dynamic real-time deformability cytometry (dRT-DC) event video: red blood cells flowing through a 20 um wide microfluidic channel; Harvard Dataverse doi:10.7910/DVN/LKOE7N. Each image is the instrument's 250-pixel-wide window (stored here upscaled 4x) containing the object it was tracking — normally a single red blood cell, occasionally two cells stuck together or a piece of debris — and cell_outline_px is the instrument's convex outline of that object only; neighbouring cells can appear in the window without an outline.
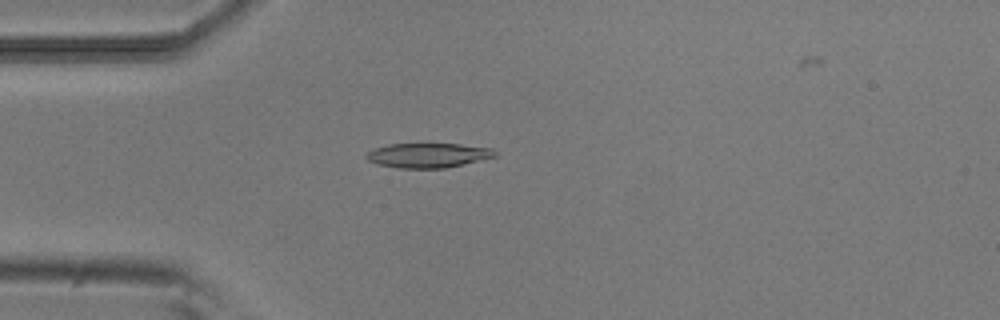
{"species": "common noctule bat (a hibernating species)", "species_latin": "Nyctalus noctula", "temperature_condition": "room temperature", "stored_images_in_passage": 51, "camera_frame_rate_fps": 3000, "um_per_image_px": 0.085, "animal": {"sex": "male", "body_mass_g": 20.5, "forearm_length_mm": 52.5}, "frame": {"image": 1, "passage_image": 13, "time_ms": 4.0, "image_size_px": [1000, 320], "cell_outline_px": [[496, 156], [464, 164], [444, 168], [400, 168], [376, 164], [368, 160], [364, 156], [368, 152], [376, 148], [388, 144], [460, 144], [492, 148], [496, 152]], "centroid_in_image_um": [36.37, 13.2], "position_along_channel_um": 48.6, "area_um2": 18.32}}
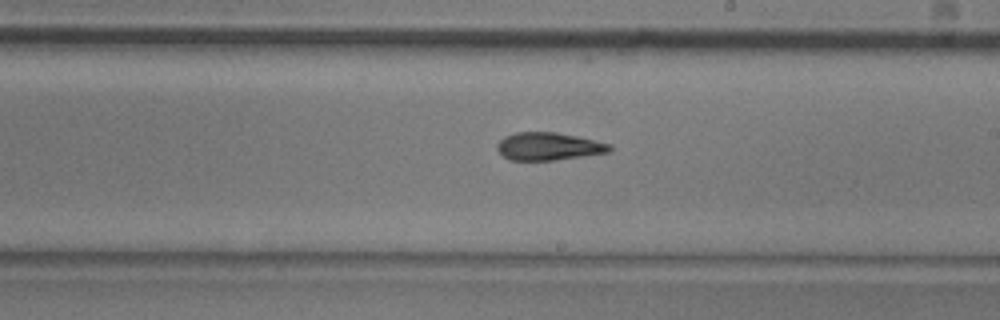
{"frame": {"image": 2, "passage_image": 29, "time_ms": 9.333, "image_size_px": [1000, 320], "cell_outline_px": [[612, 148], [608, 152], [552, 160], [512, 160], [504, 156], [496, 148], [496, 144], [504, 136], [516, 132], [556, 132], [576, 136], [612, 144]], "centroid_in_image_um": [46.6, 12.43], "position_along_channel_um": 242.4, "area_um2": 17.98}}
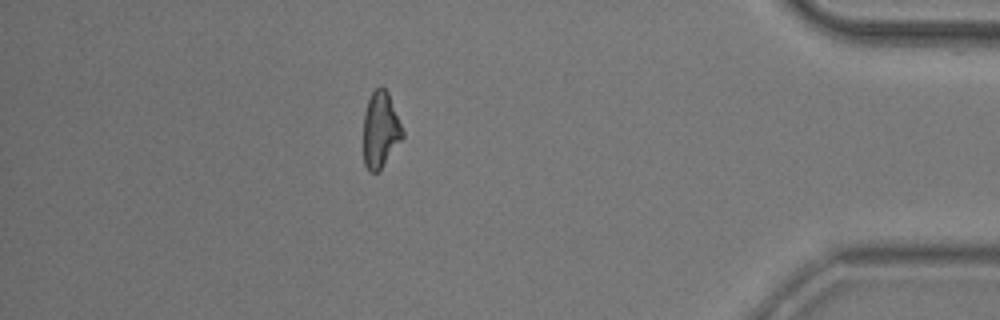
{"frame": {"image": 3, "passage_image": 45, "time_ms": 14.667, "image_size_px": [1000, 320], "cell_outline_px": [[404, 136], [380, 168], [376, 172], [368, 172], [364, 164], [364, 112], [368, 100], [372, 92], [380, 84], [388, 92], [404, 132]], "centroid_in_image_um": [32.33, 11.0], "position_along_channel_um": 402.9, "area_um2": 17.11}, "authors_computed_cell_mechanics": {"area_um2": 18.3226, "velocity_mm_per_s": 3.8385, "shape_relaxation_time_tau1_ms": 5.6011, "shape_relaxation_time_tau2_ms": 2.1364, "deformation_change_tau1": 0.1673, "deformation_change_tau2": 0.0984}}